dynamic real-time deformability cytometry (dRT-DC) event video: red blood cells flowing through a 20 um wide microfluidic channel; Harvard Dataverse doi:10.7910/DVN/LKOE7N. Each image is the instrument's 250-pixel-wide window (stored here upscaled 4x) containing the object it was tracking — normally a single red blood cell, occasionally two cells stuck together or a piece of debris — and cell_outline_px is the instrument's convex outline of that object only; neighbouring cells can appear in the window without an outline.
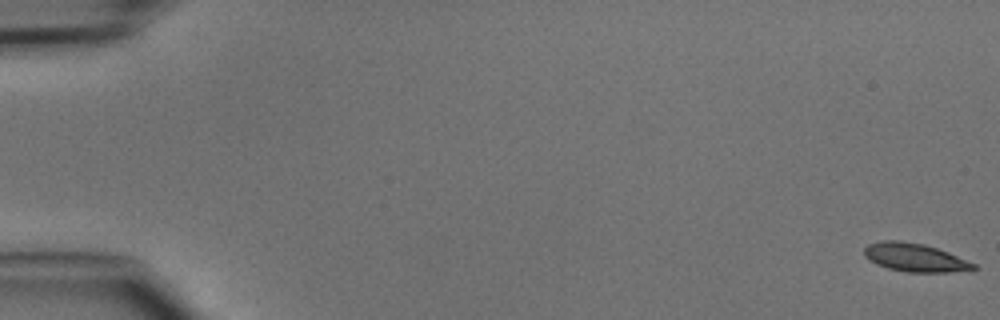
{"species": "common noctule bat (a hibernating species)", "species_latin": "Nyctalus noctula", "temperature_condition": "cold", "stored_images_in_passage": 48, "camera_frame_rate_fps": 3000, "um_per_image_px": 0.085, "animal": {"sex": "male", "body_mass_g": 15.6}, "frame": {"image": 1, "passage_image": 1, "time_ms": 0.0, "image_size_px": [1000, 320], "cell_outline_px": [[976, 268], [948, 272], [904, 272], [888, 268], [876, 264], [868, 260], [864, 256], [864, 248], [868, 244], [884, 240], [900, 240], [924, 244], [948, 252], [976, 264]], "centroid_in_image_um": [77.7, 21.88], "position_along_channel_um": 7.3, "area_um2": 17.98}}
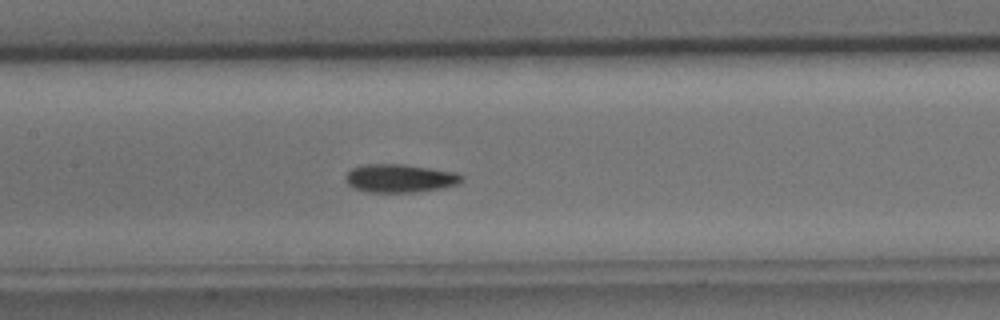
{"frame": {"image": 2, "passage_image": 24, "time_ms": 7.667, "image_size_px": [1000, 320], "cell_outline_px": [[464, 180], [460, 184], [444, 188], [412, 192], [368, 192], [356, 188], [348, 184], [344, 180], [344, 176], [352, 168], [364, 164], [404, 164], [432, 168], [456, 172], [464, 176]], "centroid_in_image_um": [34.03, 15.15], "position_along_channel_um": 173.4, "area_um2": 19.36}}
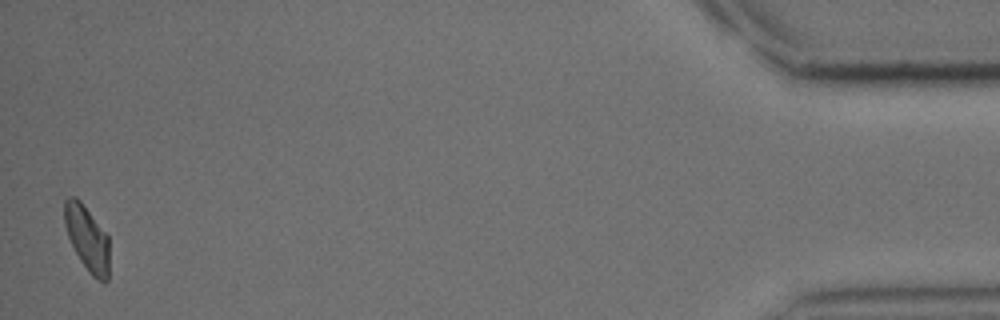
{"frame": {"image": 3, "passage_image": 48, "time_ms": 15.667, "image_size_px": [1000, 320], "cell_outline_px": [[108, 280], [104, 284], [92, 276], [80, 260], [68, 236], [64, 224], [64, 200], [68, 196], [76, 196], [80, 200], [108, 236]], "centroid_in_image_um": [7.39, 20.25], "position_along_channel_um": 427.8, "area_um2": 16.94}}